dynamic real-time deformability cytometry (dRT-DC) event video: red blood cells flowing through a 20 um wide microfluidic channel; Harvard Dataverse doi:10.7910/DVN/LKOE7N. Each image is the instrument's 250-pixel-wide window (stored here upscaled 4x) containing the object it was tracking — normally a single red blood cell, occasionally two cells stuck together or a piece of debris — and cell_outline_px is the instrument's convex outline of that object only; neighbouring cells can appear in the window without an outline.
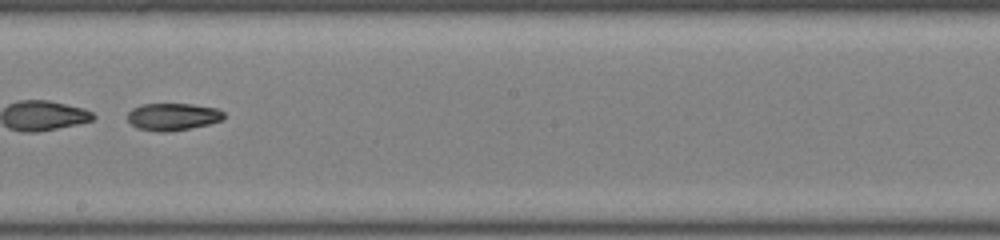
{"species": "common noctule bat (a hibernating species)", "species_latin": "Nyctalus noctula", "temperature_condition": "room temperature", "stored_images_in_passage": 36, "camera_frame_rate_fps": 3000, "um_per_image_px": 0.085, "animal": {"sex": "male", "body_mass_g": 19.0, "forearm_length_mm": 50.8}, "frame": {"image": 1, "passage_image": 16, "time_ms": 5.0, "image_size_px": [1000, 240], "cell_outline_px": [[224, 120], [208, 124], [168, 132], [160, 132], [136, 128], [128, 120], [128, 112], [132, 108], [140, 104], [192, 104], [216, 108], [224, 112]], "centroid_in_image_um": [14.68, 9.91], "position_along_channel_um": 233.5, "area_um2": 15.32}, "authors_computed_cell_mechanics": {"area_um2": 16.9354, "velocity_mm_per_s": 4.24, "shape_relaxation_time_tau1_ms": null, "shape_relaxation_time_tau2_ms": 3.8907, "deformation_change_tau1": null, "deformation_change_tau2": 0.0955}}